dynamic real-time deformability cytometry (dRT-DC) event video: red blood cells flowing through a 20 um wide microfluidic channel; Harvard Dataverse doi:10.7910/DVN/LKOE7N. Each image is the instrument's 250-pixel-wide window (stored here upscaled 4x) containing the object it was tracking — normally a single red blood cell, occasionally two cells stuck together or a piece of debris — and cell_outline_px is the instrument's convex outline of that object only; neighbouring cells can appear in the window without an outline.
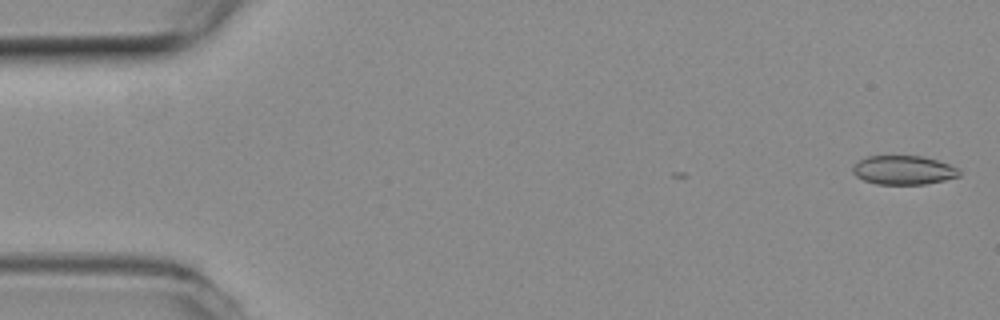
{"species": "common noctule bat (a hibernating species)", "species_latin": "Nyctalus noctula", "temperature_condition": "room temperature", "stored_images_in_passage": 2, "camera_frame_rate_fps": 3000, "um_per_image_px": 0.085, "animal": {"sex": "female", "body_mass_g": 19.3, "forearm_length_mm": 54.1}, "frame": {"image": 1, "passage_image": 2, "time_ms": 0.333, "image_size_px": [1000, 320], "cell_outline_px": [[960, 176], [944, 180], [924, 184], [876, 184], [864, 180], [856, 176], [852, 172], [852, 164], [868, 156], [924, 156], [960, 168]], "centroid_in_image_um": [76.79, 14.46], "position_along_channel_um": 8.2, "area_um2": 18.03}}